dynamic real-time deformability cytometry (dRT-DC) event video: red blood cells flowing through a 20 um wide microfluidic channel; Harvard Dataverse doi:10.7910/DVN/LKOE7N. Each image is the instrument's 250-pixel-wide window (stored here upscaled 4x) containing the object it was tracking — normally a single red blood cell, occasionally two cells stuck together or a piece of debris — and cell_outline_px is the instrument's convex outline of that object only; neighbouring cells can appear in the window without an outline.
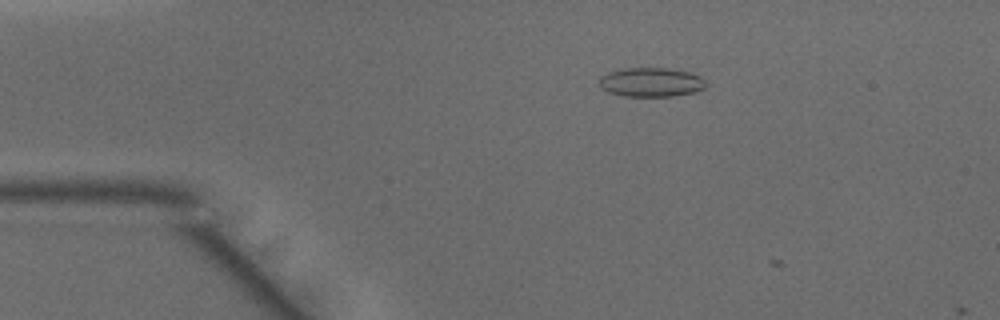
{"species": "common noctule bat (a hibernating species)", "species_latin": "Nyctalus noctula", "temperature_condition": "warm", "stored_images_in_passage": 5, "camera_frame_rate_fps": 3000, "um_per_image_px": 0.085, "animal": {"sex": "male", "body_mass_g": 15.6}, "frame": {"image": 1, "passage_image": 4, "time_ms": 1.0, "image_size_px": [1000, 320], "cell_outline_px": [[704, 88], [696, 92], [672, 96], [624, 96], [608, 92], [600, 88], [596, 84], [600, 76], [608, 72], [624, 68], [672, 68], [692, 72], [700, 76], [704, 80]], "centroid_in_image_um": [55.3, 6.98], "position_along_channel_um": 29.7, "area_um2": 18.44}}